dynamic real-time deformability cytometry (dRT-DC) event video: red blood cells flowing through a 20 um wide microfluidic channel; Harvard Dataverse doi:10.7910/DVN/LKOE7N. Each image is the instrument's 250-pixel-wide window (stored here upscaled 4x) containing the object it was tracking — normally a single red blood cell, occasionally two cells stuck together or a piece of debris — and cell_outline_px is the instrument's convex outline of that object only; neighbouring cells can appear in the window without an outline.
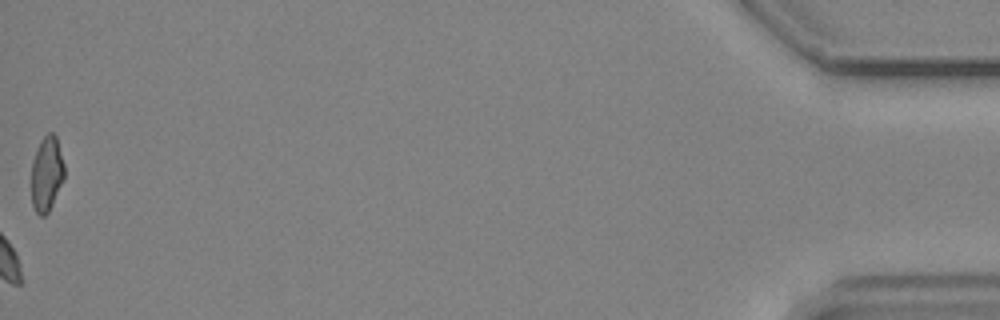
{"species": "common noctule bat (a hibernating species)", "species_latin": "Nyctalus noctula", "temperature_condition": "cold", "stored_images_in_passage": 52, "camera_frame_rate_fps": 3000, "um_per_image_px": 0.085, "animal": {"sex": "male", "body_mass_g": 19.2, "forearm_length_mm": 51.8}, "frame": {"image": 1, "passage_image": 52, "time_ms": 17.0, "image_size_px": [1000, 320], "cell_outline_px": [[64, 176], [52, 204], [48, 212], [44, 216], [40, 216], [36, 212], [32, 204], [32, 160], [40, 140], [48, 132], [52, 132], [56, 136], [64, 164]], "centroid_in_image_um": [3.95, 14.75], "position_along_channel_um": 431.2, "area_um2": 14.22}, "authors_computed_cell_mechanics": {"area_um2": 19.2185, "velocity_mm_per_s": 3.7534, "shape_relaxation_time_tau1_ms": 5.3676, "shape_relaxation_time_tau2_ms": null, "deformation_change_tau1": 0.0544, "deformation_change_tau2": null}}